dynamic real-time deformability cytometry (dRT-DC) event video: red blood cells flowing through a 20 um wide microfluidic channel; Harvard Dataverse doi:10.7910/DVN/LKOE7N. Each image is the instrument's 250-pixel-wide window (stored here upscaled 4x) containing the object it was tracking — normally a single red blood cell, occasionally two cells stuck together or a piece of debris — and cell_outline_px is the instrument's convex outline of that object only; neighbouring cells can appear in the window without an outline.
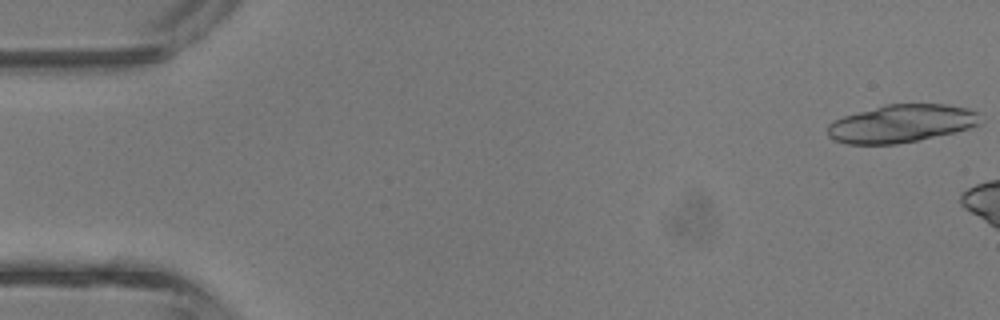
{"species": "common noctule bat (a hibernating species)", "species_latin": "Nyctalus noctula", "temperature_condition": "room temperature", "stored_images_in_passage": 6, "camera_frame_rate_fps": 3000, "um_per_image_px": 0.085, "animal": {"sex": "male", "body_mass_g": 13.3}, "frame": {"image": 1, "passage_image": 1, "time_ms": 0.0, "image_size_px": [1000, 320], "cell_outline_px": [[980, 124], [956, 132], [896, 144], [848, 144], [836, 140], [828, 136], [828, 124], [844, 116], [884, 104], [948, 104], [968, 108], [976, 112]], "centroid_in_image_um": [76.61, 10.5], "position_along_channel_um": 8.4, "area_um2": 33.41}}